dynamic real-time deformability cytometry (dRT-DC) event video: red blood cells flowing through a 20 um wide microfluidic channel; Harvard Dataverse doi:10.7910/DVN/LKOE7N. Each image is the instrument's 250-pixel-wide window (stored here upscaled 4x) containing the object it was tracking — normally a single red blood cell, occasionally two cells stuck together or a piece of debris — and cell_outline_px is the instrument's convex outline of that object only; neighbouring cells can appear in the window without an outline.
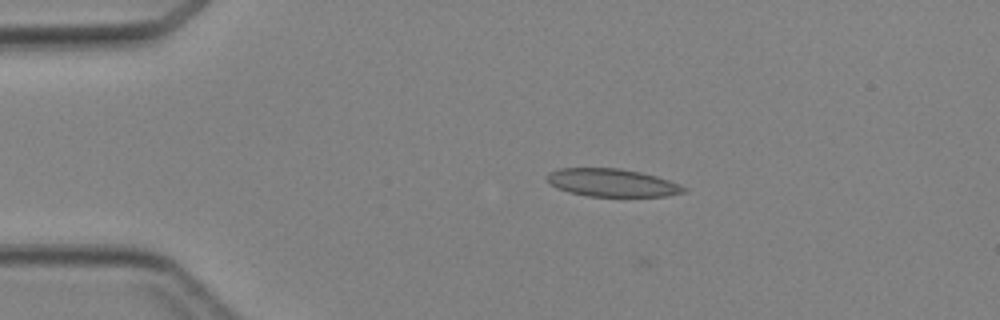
{"species": "Egyptian fruit bat (a non-hibernating species)", "species_latin": "Rousettus aegyptiacus", "temperature_condition": "cold", "stored_images_in_passage": 8, "camera_frame_rate_fps": 3000, "um_per_image_px": 0.085, "animal": {"sex": "female"}, "frame": {"image": 1, "passage_image": 6, "time_ms": 1.667, "image_size_px": [1000, 320], "cell_outline_px": [[688, 188], [684, 192], [668, 196], [588, 196], [568, 192], [556, 188], [544, 176], [548, 172], [560, 168], [620, 168], [640, 172], [656, 176], [680, 184]], "centroid_in_image_um": [52.01, 15.53], "position_along_channel_um": 33.0, "area_um2": 22.25}}